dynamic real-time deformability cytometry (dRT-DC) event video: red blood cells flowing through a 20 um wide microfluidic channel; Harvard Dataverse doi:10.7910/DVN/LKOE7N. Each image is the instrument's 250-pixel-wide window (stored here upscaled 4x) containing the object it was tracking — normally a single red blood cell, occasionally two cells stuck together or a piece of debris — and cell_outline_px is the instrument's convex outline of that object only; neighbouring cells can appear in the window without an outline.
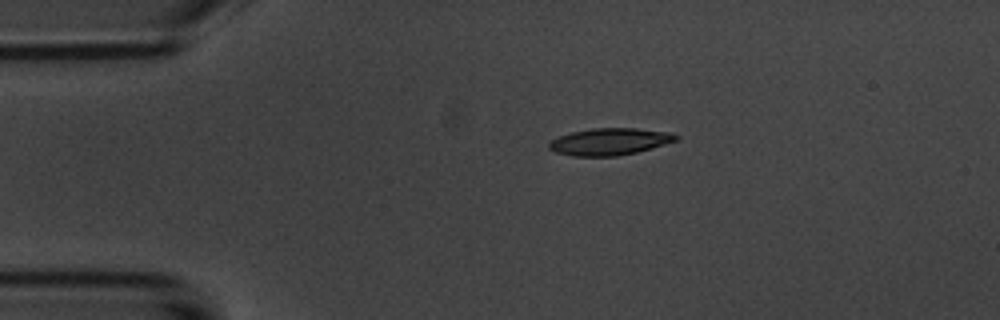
{"species": "common noctule bat (a hibernating species)", "species_latin": "Nyctalus noctula", "temperature_condition": "room temperature", "stored_images_in_passage": 3, "camera_frame_rate_fps": 3000, "um_per_image_px": 0.085, "animal": {"sex": "male", "body_mass_g": 20.1, "forearm_length_mm": 53.5}, "frame": {"image": 1, "passage_image": 1, "time_ms": 0.0, "image_size_px": [1000, 320], "cell_outline_px": [[680, 136], [676, 140], [652, 148], [636, 152], [616, 156], [572, 156], [556, 152], [548, 148], [548, 144], [552, 140], [560, 136], [572, 132], [592, 128], [636, 128], [672, 132]], "centroid_in_image_um": [51.84, 12.03], "position_along_channel_um": 33.2, "area_um2": 19.88}}